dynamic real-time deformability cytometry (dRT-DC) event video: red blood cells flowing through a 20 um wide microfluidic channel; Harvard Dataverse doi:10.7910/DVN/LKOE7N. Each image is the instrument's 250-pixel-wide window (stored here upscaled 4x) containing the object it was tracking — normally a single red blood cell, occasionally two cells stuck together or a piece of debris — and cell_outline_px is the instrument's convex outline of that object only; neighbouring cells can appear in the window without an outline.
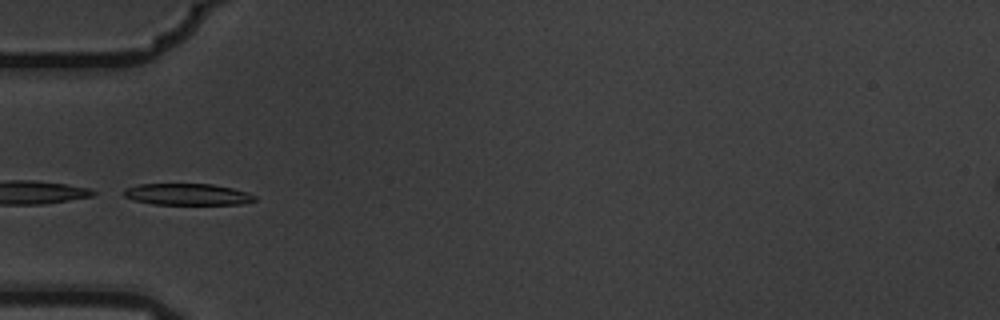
{"species": "common noctule bat (a hibernating species)", "species_latin": "Nyctalus noctula", "temperature_condition": "warm", "stored_images_in_passage": 7, "camera_frame_rate_fps": 3000, "um_per_image_px": 0.085, "animal": {"sex": "male", "body_mass_g": 19.5, "forearm_length_mm": 54.6}, "frame": {"image": 1, "passage_image": 6, "time_ms": 1.667, "image_size_px": [1000, 320], "cell_outline_px": [[256, 200], [240, 204], [152, 204], [136, 200], [124, 196], [124, 188], [140, 184], [212, 184], [232, 188], [248, 192], [256, 196]], "centroid_in_image_um": [15.95, 16.51], "position_along_channel_um": 69.1, "area_um2": 16.3}}